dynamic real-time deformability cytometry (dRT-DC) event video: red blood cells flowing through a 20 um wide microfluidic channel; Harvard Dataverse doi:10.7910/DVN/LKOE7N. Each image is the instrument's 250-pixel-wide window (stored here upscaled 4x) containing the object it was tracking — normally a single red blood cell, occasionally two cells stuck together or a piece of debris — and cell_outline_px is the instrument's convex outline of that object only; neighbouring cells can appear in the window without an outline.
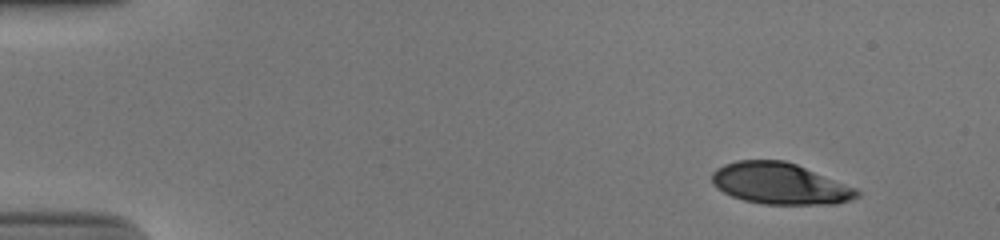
{"species": "human", "species_latin": "Homo sapiens", "temperature_condition": "cold", "stored_images_in_passage": 49, "camera_frame_rate_fps": 3000, "um_per_image_px": 0.085, "donor": {"sex": "male"}, "frame": {"image": 1, "passage_image": 1, "time_ms": 0.0, "image_size_px": [1000, 240], "cell_outline_px": [[860, 196], [836, 204], [764, 204], [744, 200], [732, 196], [716, 188], [712, 184], [712, 172], [716, 168], [724, 164], [736, 160], [784, 160], [796, 164], [856, 188], [860, 192]], "centroid_in_image_um": [66.26, 15.6], "position_along_channel_um": 18.7, "area_um2": 34.85}}
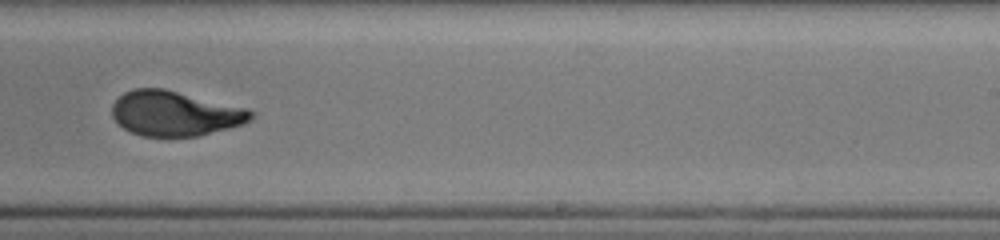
{"frame": {"image": 2, "passage_image": 30, "time_ms": 9.667, "image_size_px": [1000, 240], "cell_outline_px": [[256, 116], [252, 120], [244, 124], [200, 136], [144, 136], [132, 132], [124, 128], [112, 116], [112, 104], [124, 92], [132, 88], [164, 88], [248, 108], [256, 112]], "centroid_in_image_um": [14.93, 9.63], "position_along_channel_um": 274.1, "area_um2": 36.65}}
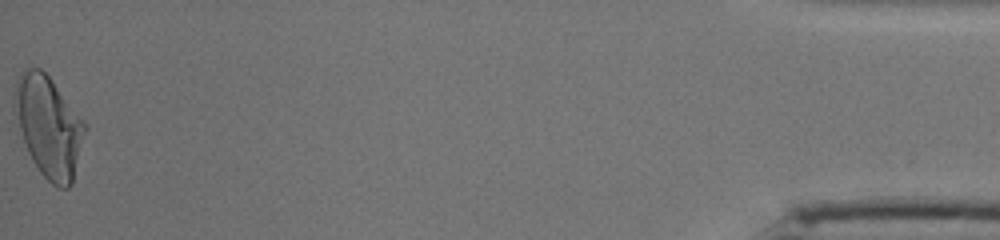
{"frame": {"image": 3, "passage_image": 49, "time_ms": 16.0, "image_size_px": [1000, 240], "cell_outline_px": [[88, 128], [72, 184], [68, 188], [60, 188], [52, 184], [40, 172], [32, 160], [28, 152], [12, 104], [16, 80], [24, 68], [40, 68], [52, 80], [88, 124]], "centroid_in_image_um": [4.17, 10.75], "position_along_channel_um": 431.0, "area_um2": 41.62}, "authors_computed_cell_mechanics": {"area_um2": 37.5122, "velocity_mm_per_s": 3.8911, "shape_relaxation_time_tau1_ms": 6.6492, "shape_relaxation_time_tau2_ms": 1.1547, "deformation_change_tau1": 0.2295, "deformation_change_tau2": 0.0659}}